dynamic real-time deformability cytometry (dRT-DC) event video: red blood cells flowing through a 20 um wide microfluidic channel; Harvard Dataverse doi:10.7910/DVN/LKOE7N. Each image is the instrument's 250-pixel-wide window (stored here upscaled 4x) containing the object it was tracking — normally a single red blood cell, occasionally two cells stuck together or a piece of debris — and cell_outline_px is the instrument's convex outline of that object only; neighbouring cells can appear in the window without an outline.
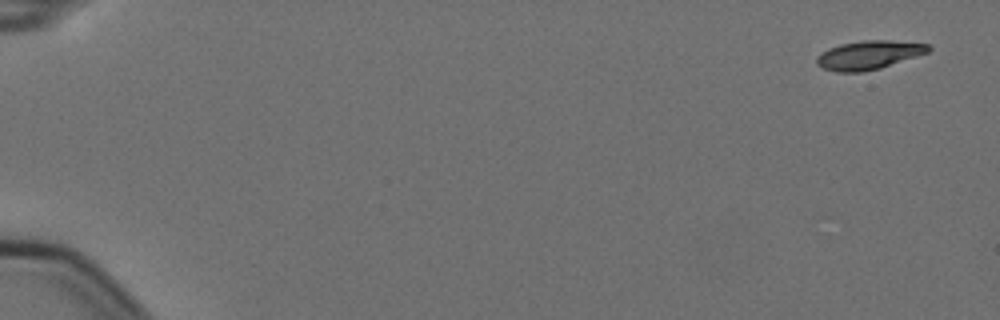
{"species": "Egyptian fruit bat (a non-hibernating species)", "species_latin": "Rousettus aegyptiacus", "temperature_condition": "cold", "stored_images_in_passage": 6, "camera_frame_rate_fps": 3000, "um_per_image_px": 0.085, "animal": {"sex": "female"}, "frame": {"image": 1, "passage_image": 1, "time_ms": 0.0, "image_size_px": [1000, 320], "cell_outline_px": [[932, 48], [928, 52], [880, 68], [864, 72], [836, 72], [824, 68], [816, 64], [816, 56], [820, 52], [828, 48], [840, 44], [864, 40], [888, 40], [928, 44]], "centroid_in_image_um": [73.8, 4.67], "position_along_channel_um": 11.2, "area_um2": 18.67}}
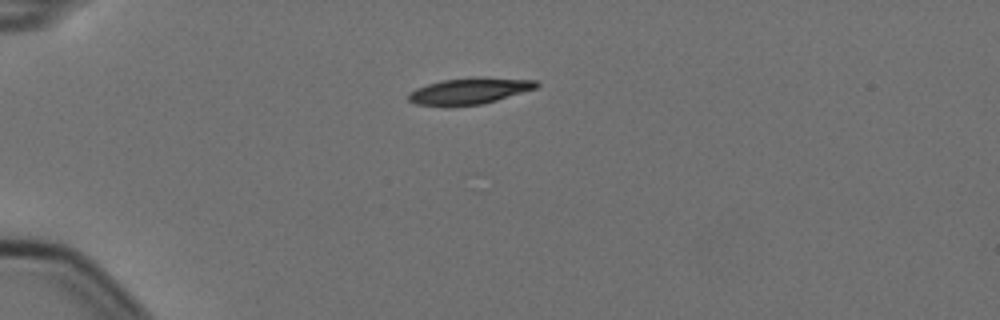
{"frame": {"image": 2, "passage_image": 5, "time_ms": 1.333, "image_size_px": [1000, 320], "cell_outline_px": [[540, 84], [536, 88], [496, 100], [480, 104], [416, 104], [408, 100], [408, 92], [416, 88], [428, 84], [444, 80], [476, 76], [480, 76], [536, 80]], "centroid_in_image_um": [39.95, 7.68], "position_along_channel_um": 45.1, "area_um2": 19.13}}